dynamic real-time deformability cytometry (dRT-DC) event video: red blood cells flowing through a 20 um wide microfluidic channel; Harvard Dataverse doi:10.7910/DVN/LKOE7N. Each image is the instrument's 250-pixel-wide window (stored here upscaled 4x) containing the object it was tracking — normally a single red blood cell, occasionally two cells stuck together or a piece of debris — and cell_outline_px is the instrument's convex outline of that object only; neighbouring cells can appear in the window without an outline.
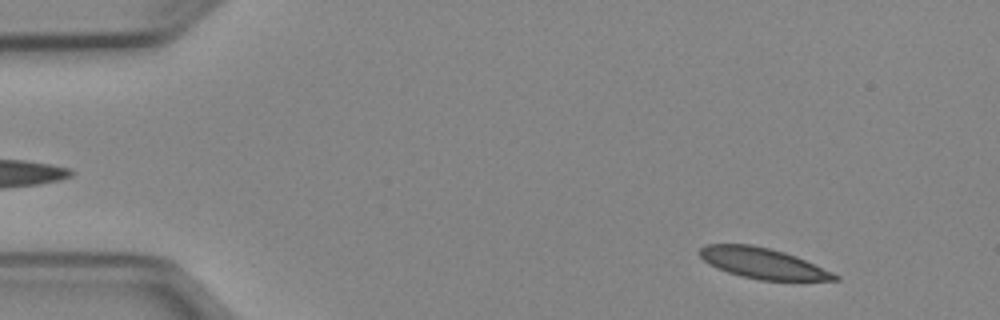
{"species": "Egyptian fruit bat (a non-hibernating species)", "species_latin": "Rousettus aegyptiacus", "temperature_condition": "cold", "stored_images_in_passage": 51, "segment_of_instrument_passage": [1, 2], "camera_frame_rate_fps": 3000, "um_per_image_px": 0.085, "animal": {"sex": "female"}, "frame": {"image": 1, "passage_image": 4, "time_ms": 1.0, "image_size_px": [1000, 320], "cell_outline_px": [[840, 280], [760, 280], [740, 276], [716, 268], [708, 264], [700, 256], [700, 248], [704, 244], [752, 244], [784, 252], [796, 256], [832, 272], [840, 276]], "centroid_in_image_um": [64.81, 22.37], "position_along_channel_um": 20.2, "area_um2": 23.99}}
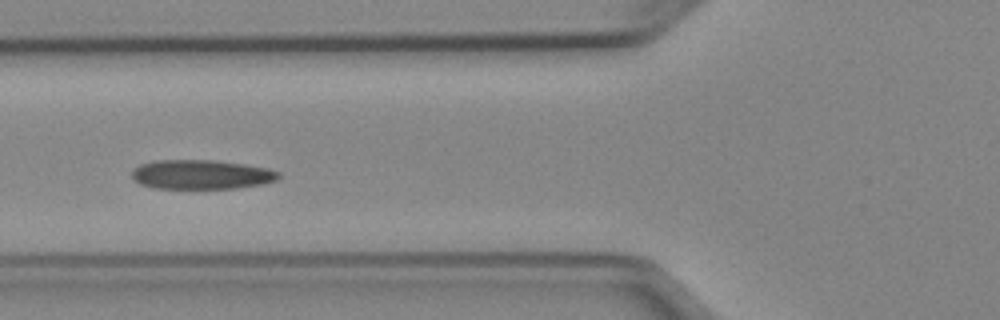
{"frame": {"image": 2, "passage_image": 18, "time_ms": 5.667, "image_size_px": [1000, 320], "cell_outline_px": [[280, 176], [276, 180], [264, 184], [236, 188], [152, 188], [140, 184], [132, 176], [132, 172], [140, 164], [152, 160], [216, 160], [244, 164], [268, 168], [280, 172]], "centroid_in_image_um": [17.13, 14.83], "position_along_channel_um": 108.7, "area_um2": 25.14}}
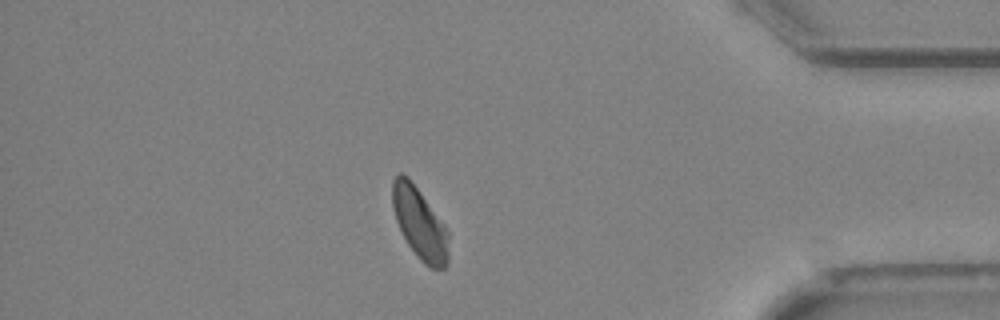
{"frame": {"image": 3, "passage_image": 43, "time_ms": 14.0, "image_size_px": [1000, 320], "cell_outline_px": [[448, 264], [444, 268], [432, 268], [424, 264], [420, 260], [408, 244], [400, 232], [392, 208], [392, 180], [400, 172], [408, 176], [444, 224], [448, 232]], "centroid_in_image_um": [35.65, 18.99], "position_along_channel_um": 399.5, "area_um2": 23.35}}